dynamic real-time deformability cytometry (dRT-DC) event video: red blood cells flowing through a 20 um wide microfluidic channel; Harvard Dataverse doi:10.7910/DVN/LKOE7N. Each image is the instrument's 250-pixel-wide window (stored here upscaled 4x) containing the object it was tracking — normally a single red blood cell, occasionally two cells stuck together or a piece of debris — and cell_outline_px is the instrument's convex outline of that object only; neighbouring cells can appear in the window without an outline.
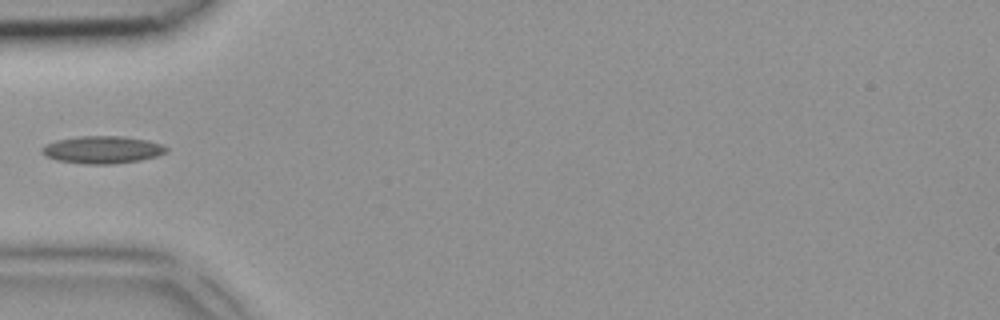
{"species": "common noctule bat (a hibernating species)", "species_latin": "Nyctalus noctula", "temperature_condition": "room temperature", "stored_images_in_passage": 2, "camera_frame_rate_fps": 3000, "um_per_image_px": 0.085, "animal": {"sex": "female", "body_mass_g": 18.4}, "frame": {"image": 1, "passage_image": 2, "time_ms": 0.333, "image_size_px": [1000, 320], "cell_outline_px": [[168, 152], [156, 156], [140, 160], [112, 164], [84, 164], [56, 160], [40, 152], [40, 148], [44, 144], [56, 140], [80, 136], [124, 136], [148, 140], [160, 144], [168, 148]], "centroid_in_image_um": [8.68, 12.72], "position_along_channel_um": 76.3, "area_um2": 20.0}}